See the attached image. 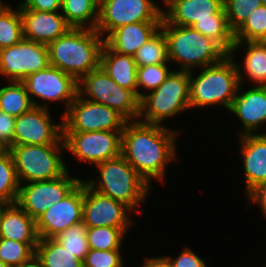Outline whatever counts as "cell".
<instances>
[{
    "mask_svg": "<svg viewBox=\"0 0 266 267\" xmlns=\"http://www.w3.org/2000/svg\"><path fill=\"white\" fill-rule=\"evenodd\" d=\"M178 131L158 124L127 121L122 130L121 155L150 185L151 179H164L169 161H176Z\"/></svg>",
    "mask_w": 266,
    "mask_h": 267,
    "instance_id": "obj_1",
    "label": "cell"
},
{
    "mask_svg": "<svg viewBox=\"0 0 266 267\" xmlns=\"http://www.w3.org/2000/svg\"><path fill=\"white\" fill-rule=\"evenodd\" d=\"M96 29L70 28L48 45L50 65L79 81L100 67L105 39Z\"/></svg>",
    "mask_w": 266,
    "mask_h": 267,
    "instance_id": "obj_2",
    "label": "cell"
},
{
    "mask_svg": "<svg viewBox=\"0 0 266 267\" xmlns=\"http://www.w3.org/2000/svg\"><path fill=\"white\" fill-rule=\"evenodd\" d=\"M232 57L228 54L220 62L203 67L197 77L189 72L190 108L222 104L230 109L238 87L244 81L241 66Z\"/></svg>",
    "mask_w": 266,
    "mask_h": 267,
    "instance_id": "obj_3",
    "label": "cell"
},
{
    "mask_svg": "<svg viewBox=\"0 0 266 267\" xmlns=\"http://www.w3.org/2000/svg\"><path fill=\"white\" fill-rule=\"evenodd\" d=\"M160 29L166 36L169 61L180 63L179 70L205 67L220 62L228 54L212 39L192 26H176L162 19Z\"/></svg>",
    "mask_w": 266,
    "mask_h": 267,
    "instance_id": "obj_4",
    "label": "cell"
},
{
    "mask_svg": "<svg viewBox=\"0 0 266 267\" xmlns=\"http://www.w3.org/2000/svg\"><path fill=\"white\" fill-rule=\"evenodd\" d=\"M100 173L97 181H84L95 191L128 206L132 211L146 199L150 185L122 156L96 165Z\"/></svg>",
    "mask_w": 266,
    "mask_h": 267,
    "instance_id": "obj_5",
    "label": "cell"
},
{
    "mask_svg": "<svg viewBox=\"0 0 266 267\" xmlns=\"http://www.w3.org/2000/svg\"><path fill=\"white\" fill-rule=\"evenodd\" d=\"M185 109H190L189 72L171 71L157 89L140 99L139 118L143 123L161 125L165 118Z\"/></svg>",
    "mask_w": 266,
    "mask_h": 267,
    "instance_id": "obj_6",
    "label": "cell"
},
{
    "mask_svg": "<svg viewBox=\"0 0 266 267\" xmlns=\"http://www.w3.org/2000/svg\"><path fill=\"white\" fill-rule=\"evenodd\" d=\"M62 147L65 144L13 145L9 151L20 184L62 176L68 170L59 154Z\"/></svg>",
    "mask_w": 266,
    "mask_h": 267,
    "instance_id": "obj_7",
    "label": "cell"
},
{
    "mask_svg": "<svg viewBox=\"0 0 266 267\" xmlns=\"http://www.w3.org/2000/svg\"><path fill=\"white\" fill-rule=\"evenodd\" d=\"M78 94L86 100L104 104L116 110L127 121L140 115V99L128 89L118 85L100 66L78 81Z\"/></svg>",
    "mask_w": 266,
    "mask_h": 267,
    "instance_id": "obj_8",
    "label": "cell"
},
{
    "mask_svg": "<svg viewBox=\"0 0 266 267\" xmlns=\"http://www.w3.org/2000/svg\"><path fill=\"white\" fill-rule=\"evenodd\" d=\"M63 132L123 130L127 120L110 107L86 100L77 94L62 114Z\"/></svg>",
    "mask_w": 266,
    "mask_h": 267,
    "instance_id": "obj_9",
    "label": "cell"
},
{
    "mask_svg": "<svg viewBox=\"0 0 266 267\" xmlns=\"http://www.w3.org/2000/svg\"><path fill=\"white\" fill-rule=\"evenodd\" d=\"M65 149L94 165L121 155L122 130L63 132Z\"/></svg>",
    "mask_w": 266,
    "mask_h": 267,
    "instance_id": "obj_10",
    "label": "cell"
},
{
    "mask_svg": "<svg viewBox=\"0 0 266 267\" xmlns=\"http://www.w3.org/2000/svg\"><path fill=\"white\" fill-rule=\"evenodd\" d=\"M50 66L48 46L22 39L0 49V74L8 81H23L29 75Z\"/></svg>",
    "mask_w": 266,
    "mask_h": 267,
    "instance_id": "obj_11",
    "label": "cell"
},
{
    "mask_svg": "<svg viewBox=\"0 0 266 267\" xmlns=\"http://www.w3.org/2000/svg\"><path fill=\"white\" fill-rule=\"evenodd\" d=\"M162 11L151 0H106L99 6L96 31L100 35L107 32V37L114 29L122 25L162 21Z\"/></svg>",
    "mask_w": 266,
    "mask_h": 267,
    "instance_id": "obj_12",
    "label": "cell"
},
{
    "mask_svg": "<svg viewBox=\"0 0 266 267\" xmlns=\"http://www.w3.org/2000/svg\"><path fill=\"white\" fill-rule=\"evenodd\" d=\"M68 170L60 177L20 184L16 203L37 220L54 203L63 200L82 180L70 179Z\"/></svg>",
    "mask_w": 266,
    "mask_h": 267,
    "instance_id": "obj_13",
    "label": "cell"
},
{
    "mask_svg": "<svg viewBox=\"0 0 266 267\" xmlns=\"http://www.w3.org/2000/svg\"><path fill=\"white\" fill-rule=\"evenodd\" d=\"M22 82L26 86L31 102L36 107L47 108L44 104L36 103L31 99L32 96L48 102L62 100L65 102L66 100L65 113L78 94V81L73 76L51 65L29 75Z\"/></svg>",
    "mask_w": 266,
    "mask_h": 267,
    "instance_id": "obj_14",
    "label": "cell"
},
{
    "mask_svg": "<svg viewBox=\"0 0 266 267\" xmlns=\"http://www.w3.org/2000/svg\"><path fill=\"white\" fill-rule=\"evenodd\" d=\"M132 211L125 204L90 188L83 180L82 222L87 228L115 227L127 233L132 221Z\"/></svg>",
    "mask_w": 266,
    "mask_h": 267,
    "instance_id": "obj_15",
    "label": "cell"
},
{
    "mask_svg": "<svg viewBox=\"0 0 266 267\" xmlns=\"http://www.w3.org/2000/svg\"><path fill=\"white\" fill-rule=\"evenodd\" d=\"M48 107L33 106L16 117L13 145L65 144L62 121L54 125Z\"/></svg>",
    "mask_w": 266,
    "mask_h": 267,
    "instance_id": "obj_16",
    "label": "cell"
},
{
    "mask_svg": "<svg viewBox=\"0 0 266 267\" xmlns=\"http://www.w3.org/2000/svg\"><path fill=\"white\" fill-rule=\"evenodd\" d=\"M82 211L83 181L36 220L39 238H54L69 227L82 222Z\"/></svg>",
    "mask_w": 266,
    "mask_h": 267,
    "instance_id": "obj_17",
    "label": "cell"
},
{
    "mask_svg": "<svg viewBox=\"0 0 266 267\" xmlns=\"http://www.w3.org/2000/svg\"><path fill=\"white\" fill-rule=\"evenodd\" d=\"M23 38L49 45L62 36L71 27L66 23L61 12H43L20 9Z\"/></svg>",
    "mask_w": 266,
    "mask_h": 267,
    "instance_id": "obj_18",
    "label": "cell"
},
{
    "mask_svg": "<svg viewBox=\"0 0 266 267\" xmlns=\"http://www.w3.org/2000/svg\"><path fill=\"white\" fill-rule=\"evenodd\" d=\"M168 10L163 18L172 25L192 26L197 20L213 19V14H226L224 0H163Z\"/></svg>",
    "mask_w": 266,
    "mask_h": 267,
    "instance_id": "obj_19",
    "label": "cell"
},
{
    "mask_svg": "<svg viewBox=\"0 0 266 267\" xmlns=\"http://www.w3.org/2000/svg\"><path fill=\"white\" fill-rule=\"evenodd\" d=\"M239 88L229 111L236 114L243 125L244 131L240 136L255 134L256 129L266 121V86H256L243 94Z\"/></svg>",
    "mask_w": 266,
    "mask_h": 267,
    "instance_id": "obj_20",
    "label": "cell"
},
{
    "mask_svg": "<svg viewBox=\"0 0 266 267\" xmlns=\"http://www.w3.org/2000/svg\"><path fill=\"white\" fill-rule=\"evenodd\" d=\"M162 21L136 22L114 29L105 43L115 52L134 56L138 49L159 30Z\"/></svg>",
    "mask_w": 266,
    "mask_h": 267,
    "instance_id": "obj_21",
    "label": "cell"
},
{
    "mask_svg": "<svg viewBox=\"0 0 266 267\" xmlns=\"http://www.w3.org/2000/svg\"><path fill=\"white\" fill-rule=\"evenodd\" d=\"M246 175V193L266 181V133L240 136Z\"/></svg>",
    "mask_w": 266,
    "mask_h": 267,
    "instance_id": "obj_22",
    "label": "cell"
},
{
    "mask_svg": "<svg viewBox=\"0 0 266 267\" xmlns=\"http://www.w3.org/2000/svg\"><path fill=\"white\" fill-rule=\"evenodd\" d=\"M0 238L22 243H39L36 220L31 218L16 202L8 204L0 220Z\"/></svg>",
    "mask_w": 266,
    "mask_h": 267,
    "instance_id": "obj_23",
    "label": "cell"
},
{
    "mask_svg": "<svg viewBox=\"0 0 266 267\" xmlns=\"http://www.w3.org/2000/svg\"><path fill=\"white\" fill-rule=\"evenodd\" d=\"M100 66L118 85L137 96V66L133 56L117 53L105 43Z\"/></svg>",
    "mask_w": 266,
    "mask_h": 267,
    "instance_id": "obj_24",
    "label": "cell"
},
{
    "mask_svg": "<svg viewBox=\"0 0 266 267\" xmlns=\"http://www.w3.org/2000/svg\"><path fill=\"white\" fill-rule=\"evenodd\" d=\"M246 45V57L243 68L246 76L257 83V86H266V44L263 41H235L231 52Z\"/></svg>",
    "mask_w": 266,
    "mask_h": 267,
    "instance_id": "obj_25",
    "label": "cell"
},
{
    "mask_svg": "<svg viewBox=\"0 0 266 267\" xmlns=\"http://www.w3.org/2000/svg\"><path fill=\"white\" fill-rule=\"evenodd\" d=\"M61 10L70 27L96 29L99 6L94 0H62Z\"/></svg>",
    "mask_w": 266,
    "mask_h": 267,
    "instance_id": "obj_26",
    "label": "cell"
},
{
    "mask_svg": "<svg viewBox=\"0 0 266 267\" xmlns=\"http://www.w3.org/2000/svg\"><path fill=\"white\" fill-rule=\"evenodd\" d=\"M35 257L43 267H83V261L54 238L40 239L35 248Z\"/></svg>",
    "mask_w": 266,
    "mask_h": 267,
    "instance_id": "obj_27",
    "label": "cell"
},
{
    "mask_svg": "<svg viewBox=\"0 0 266 267\" xmlns=\"http://www.w3.org/2000/svg\"><path fill=\"white\" fill-rule=\"evenodd\" d=\"M192 27L215 41L227 54H230L235 40L226 14H213V19L197 20Z\"/></svg>",
    "mask_w": 266,
    "mask_h": 267,
    "instance_id": "obj_28",
    "label": "cell"
},
{
    "mask_svg": "<svg viewBox=\"0 0 266 267\" xmlns=\"http://www.w3.org/2000/svg\"><path fill=\"white\" fill-rule=\"evenodd\" d=\"M9 84L0 88V110L18 117L34 105L22 81H9Z\"/></svg>",
    "mask_w": 266,
    "mask_h": 267,
    "instance_id": "obj_29",
    "label": "cell"
},
{
    "mask_svg": "<svg viewBox=\"0 0 266 267\" xmlns=\"http://www.w3.org/2000/svg\"><path fill=\"white\" fill-rule=\"evenodd\" d=\"M133 57L137 67L168 63V44L163 31L160 29L138 49Z\"/></svg>",
    "mask_w": 266,
    "mask_h": 267,
    "instance_id": "obj_30",
    "label": "cell"
},
{
    "mask_svg": "<svg viewBox=\"0 0 266 267\" xmlns=\"http://www.w3.org/2000/svg\"><path fill=\"white\" fill-rule=\"evenodd\" d=\"M20 182L9 150L0 156V200L9 204L18 198Z\"/></svg>",
    "mask_w": 266,
    "mask_h": 267,
    "instance_id": "obj_31",
    "label": "cell"
},
{
    "mask_svg": "<svg viewBox=\"0 0 266 267\" xmlns=\"http://www.w3.org/2000/svg\"><path fill=\"white\" fill-rule=\"evenodd\" d=\"M37 245L0 238V260L8 267H20L35 257Z\"/></svg>",
    "mask_w": 266,
    "mask_h": 267,
    "instance_id": "obj_32",
    "label": "cell"
},
{
    "mask_svg": "<svg viewBox=\"0 0 266 267\" xmlns=\"http://www.w3.org/2000/svg\"><path fill=\"white\" fill-rule=\"evenodd\" d=\"M23 39L22 18L9 5L0 12V49L10 47Z\"/></svg>",
    "mask_w": 266,
    "mask_h": 267,
    "instance_id": "obj_33",
    "label": "cell"
},
{
    "mask_svg": "<svg viewBox=\"0 0 266 267\" xmlns=\"http://www.w3.org/2000/svg\"><path fill=\"white\" fill-rule=\"evenodd\" d=\"M86 231V225L80 222L59 233L54 239L61 243L72 255L84 261L90 250Z\"/></svg>",
    "mask_w": 266,
    "mask_h": 267,
    "instance_id": "obj_34",
    "label": "cell"
},
{
    "mask_svg": "<svg viewBox=\"0 0 266 267\" xmlns=\"http://www.w3.org/2000/svg\"><path fill=\"white\" fill-rule=\"evenodd\" d=\"M89 248L93 250H117L125 232L115 227H94L86 231Z\"/></svg>",
    "mask_w": 266,
    "mask_h": 267,
    "instance_id": "obj_35",
    "label": "cell"
},
{
    "mask_svg": "<svg viewBox=\"0 0 266 267\" xmlns=\"http://www.w3.org/2000/svg\"><path fill=\"white\" fill-rule=\"evenodd\" d=\"M266 37V6L260 5L234 33L235 41H263Z\"/></svg>",
    "mask_w": 266,
    "mask_h": 267,
    "instance_id": "obj_36",
    "label": "cell"
},
{
    "mask_svg": "<svg viewBox=\"0 0 266 267\" xmlns=\"http://www.w3.org/2000/svg\"><path fill=\"white\" fill-rule=\"evenodd\" d=\"M260 5L261 0H224L229 28L235 33Z\"/></svg>",
    "mask_w": 266,
    "mask_h": 267,
    "instance_id": "obj_37",
    "label": "cell"
},
{
    "mask_svg": "<svg viewBox=\"0 0 266 267\" xmlns=\"http://www.w3.org/2000/svg\"><path fill=\"white\" fill-rule=\"evenodd\" d=\"M166 64H151L137 67V97L139 99L145 95V93L138 91L139 87L153 91L166 80L171 72Z\"/></svg>",
    "mask_w": 266,
    "mask_h": 267,
    "instance_id": "obj_38",
    "label": "cell"
},
{
    "mask_svg": "<svg viewBox=\"0 0 266 267\" xmlns=\"http://www.w3.org/2000/svg\"><path fill=\"white\" fill-rule=\"evenodd\" d=\"M117 250H93L87 253L83 267H123V259Z\"/></svg>",
    "mask_w": 266,
    "mask_h": 267,
    "instance_id": "obj_39",
    "label": "cell"
},
{
    "mask_svg": "<svg viewBox=\"0 0 266 267\" xmlns=\"http://www.w3.org/2000/svg\"><path fill=\"white\" fill-rule=\"evenodd\" d=\"M16 117L0 110V143L8 150L13 146Z\"/></svg>",
    "mask_w": 266,
    "mask_h": 267,
    "instance_id": "obj_40",
    "label": "cell"
},
{
    "mask_svg": "<svg viewBox=\"0 0 266 267\" xmlns=\"http://www.w3.org/2000/svg\"><path fill=\"white\" fill-rule=\"evenodd\" d=\"M177 258L165 256L170 263V267H206L204 261L191 249H184Z\"/></svg>",
    "mask_w": 266,
    "mask_h": 267,
    "instance_id": "obj_41",
    "label": "cell"
},
{
    "mask_svg": "<svg viewBox=\"0 0 266 267\" xmlns=\"http://www.w3.org/2000/svg\"><path fill=\"white\" fill-rule=\"evenodd\" d=\"M62 0H24L20 9H31L43 12H58L61 10Z\"/></svg>",
    "mask_w": 266,
    "mask_h": 267,
    "instance_id": "obj_42",
    "label": "cell"
},
{
    "mask_svg": "<svg viewBox=\"0 0 266 267\" xmlns=\"http://www.w3.org/2000/svg\"><path fill=\"white\" fill-rule=\"evenodd\" d=\"M247 198L250 202L259 204L262 209L263 215L266 218V181L256 185L247 193Z\"/></svg>",
    "mask_w": 266,
    "mask_h": 267,
    "instance_id": "obj_43",
    "label": "cell"
},
{
    "mask_svg": "<svg viewBox=\"0 0 266 267\" xmlns=\"http://www.w3.org/2000/svg\"><path fill=\"white\" fill-rule=\"evenodd\" d=\"M142 267H170L166 257L162 258H147Z\"/></svg>",
    "mask_w": 266,
    "mask_h": 267,
    "instance_id": "obj_44",
    "label": "cell"
},
{
    "mask_svg": "<svg viewBox=\"0 0 266 267\" xmlns=\"http://www.w3.org/2000/svg\"><path fill=\"white\" fill-rule=\"evenodd\" d=\"M20 267H43L41 263L34 257L31 261L28 263H25L21 265Z\"/></svg>",
    "mask_w": 266,
    "mask_h": 267,
    "instance_id": "obj_45",
    "label": "cell"
},
{
    "mask_svg": "<svg viewBox=\"0 0 266 267\" xmlns=\"http://www.w3.org/2000/svg\"><path fill=\"white\" fill-rule=\"evenodd\" d=\"M9 203L7 202H3L0 200V220H1V216H2V213L4 211V209L6 208V206L8 205Z\"/></svg>",
    "mask_w": 266,
    "mask_h": 267,
    "instance_id": "obj_46",
    "label": "cell"
},
{
    "mask_svg": "<svg viewBox=\"0 0 266 267\" xmlns=\"http://www.w3.org/2000/svg\"><path fill=\"white\" fill-rule=\"evenodd\" d=\"M8 149L0 143V156L3 155Z\"/></svg>",
    "mask_w": 266,
    "mask_h": 267,
    "instance_id": "obj_47",
    "label": "cell"
},
{
    "mask_svg": "<svg viewBox=\"0 0 266 267\" xmlns=\"http://www.w3.org/2000/svg\"><path fill=\"white\" fill-rule=\"evenodd\" d=\"M8 5H3V2H1V0H0V12L3 10V9H5L6 7H7Z\"/></svg>",
    "mask_w": 266,
    "mask_h": 267,
    "instance_id": "obj_48",
    "label": "cell"
},
{
    "mask_svg": "<svg viewBox=\"0 0 266 267\" xmlns=\"http://www.w3.org/2000/svg\"><path fill=\"white\" fill-rule=\"evenodd\" d=\"M98 6H100L103 2H105L106 0H94Z\"/></svg>",
    "mask_w": 266,
    "mask_h": 267,
    "instance_id": "obj_49",
    "label": "cell"
},
{
    "mask_svg": "<svg viewBox=\"0 0 266 267\" xmlns=\"http://www.w3.org/2000/svg\"><path fill=\"white\" fill-rule=\"evenodd\" d=\"M0 267H8L6 264H4L1 260H0Z\"/></svg>",
    "mask_w": 266,
    "mask_h": 267,
    "instance_id": "obj_50",
    "label": "cell"
},
{
    "mask_svg": "<svg viewBox=\"0 0 266 267\" xmlns=\"http://www.w3.org/2000/svg\"><path fill=\"white\" fill-rule=\"evenodd\" d=\"M262 5L266 6V0H261Z\"/></svg>",
    "mask_w": 266,
    "mask_h": 267,
    "instance_id": "obj_51",
    "label": "cell"
}]
</instances>
